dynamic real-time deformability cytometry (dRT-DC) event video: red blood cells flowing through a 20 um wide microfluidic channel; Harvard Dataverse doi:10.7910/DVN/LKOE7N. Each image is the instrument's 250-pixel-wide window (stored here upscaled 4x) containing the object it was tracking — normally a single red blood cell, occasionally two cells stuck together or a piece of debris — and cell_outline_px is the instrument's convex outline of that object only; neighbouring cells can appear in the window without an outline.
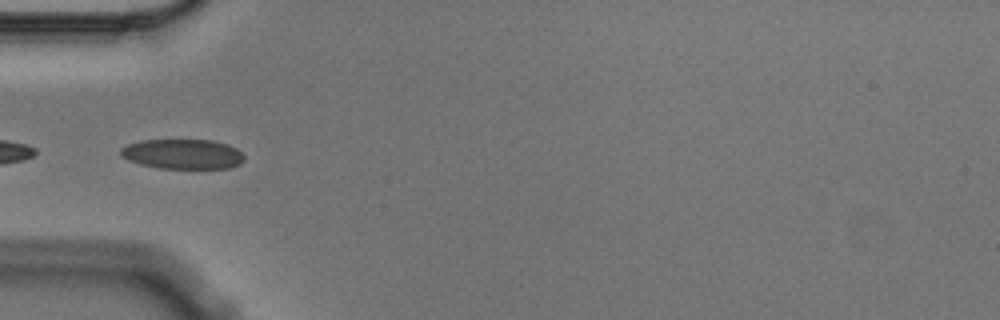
{"species": "Egyptian fruit bat (a non-hibernating species)", "species_latin": "Rousettus aegyptiacus", "temperature_condition": "cold", "stored_images_in_passage": 7, "camera_frame_rate_fps": 3000, "um_per_image_px": 0.085, "animal": {"sex": "male"}, "frame": {"image": 1, "passage_image": 5, "time_ms": 1.333, "image_size_px": [1000, 320], "cell_outline_px": [[244, 160], [240, 164], [228, 168], [156, 168], [140, 164], [128, 160], [120, 156], [120, 148], [128, 144], [140, 140], [212, 140], [228, 144], [236, 148], [244, 156]], "centroid_in_image_um": [15.51, 13.09], "position_along_channel_um": 69.5, "area_um2": 21.62}}
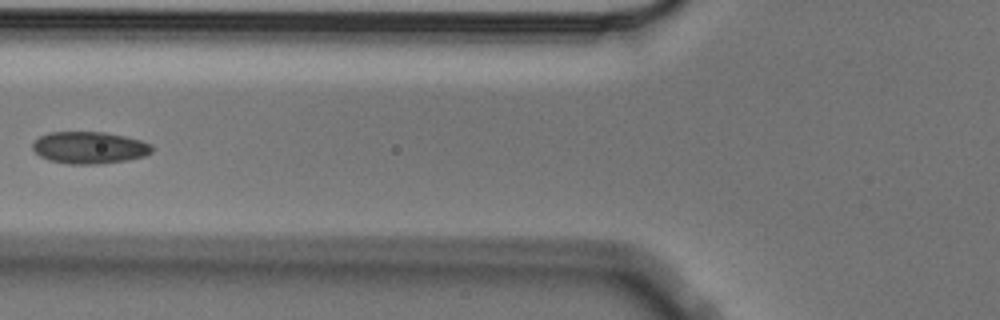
{"frame": {"image": 2, "passage_image": 6, "time_ms": 1.667, "image_size_px": [1000, 320], "cell_outline_px": [[152, 152], [144, 156], [128, 160], [100, 164], [68, 164], [48, 160], [40, 156], [32, 148], [32, 144], [40, 136], [48, 132], [104, 132], [124, 136], [140, 140], [152, 144]], "centroid_in_image_um": [7.6, 12.55], "position_along_channel_um": 118.2, "area_um2": 22.31}}
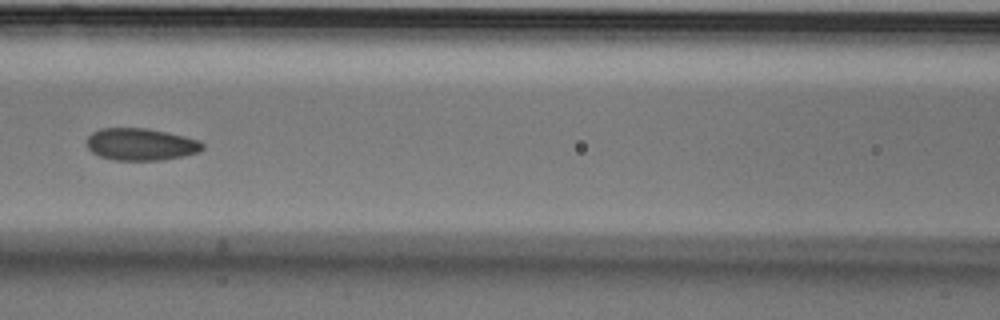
{"frame": {"image": 3, "passage_image": 7, "time_ms": 2.0, "image_size_px": [1000, 320], "cell_outline_px": [[204, 148], [200, 152], [184, 156], [164, 160], [112, 160], [100, 156], [92, 152], [88, 148], [88, 136], [92, 132], [100, 128], [148, 128], [184, 136], [200, 140], [204, 144]], "centroid_in_image_um": [12.0, 12.27], "position_along_channel_um": 154.6, "area_um2": 21.85}}